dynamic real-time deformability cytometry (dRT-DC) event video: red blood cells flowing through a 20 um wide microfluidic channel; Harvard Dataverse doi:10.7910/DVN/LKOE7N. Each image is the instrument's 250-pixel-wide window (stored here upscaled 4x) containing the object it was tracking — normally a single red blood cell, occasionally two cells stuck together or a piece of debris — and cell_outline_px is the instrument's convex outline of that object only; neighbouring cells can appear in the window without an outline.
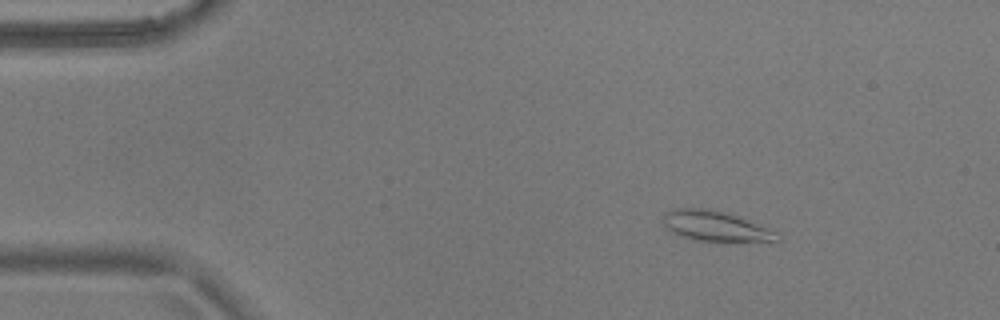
{"species": "common noctule bat (a hibernating species)", "species_latin": "Nyctalus noctula", "temperature_condition": "warm", "stored_images_in_passage": 50, "camera_frame_rate_fps": 3000, "um_per_image_px": 0.085, "animal": {"sex": "male", "body_mass_g": 17.9}, "frame": {"image": 1, "passage_image": 3, "time_ms": 0.667, "image_size_px": [1000, 320], "cell_outline_px": [[780, 240], [700, 240], [684, 236], [672, 232], [664, 224], [664, 212], [676, 208], [708, 208], [736, 216], [776, 232]], "centroid_in_image_um": [60.72, 19.18], "position_along_channel_um": 24.3, "area_um2": 18.96}}
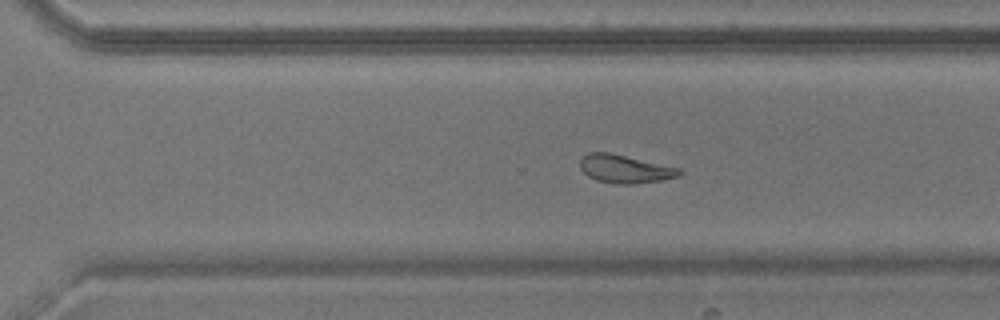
{"frame": {"image": 2, "passage_image": 33, "time_ms": 10.667, "image_size_px": [1000, 320], "cell_outline_px": [[684, 172], [680, 176], [660, 180], [632, 184], [620, 184], [596, 180], [588, 176], [580, 168], [580, 160], [588, 152], [612, 152], [680, 168]], "centroid_in_image_um": [53.14, 14.34], "position_along_channel_um": 317.5, "area_um2": 16.42}}
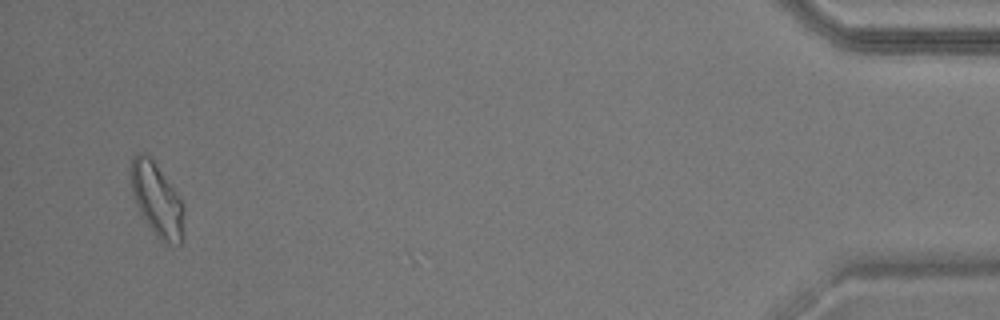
{"frame": {"image": 3, "passage_image": 48, "time_ms": 15.667, "image_size_px": [1000, 320], "cell_outline_px": [[184, 212], [180, 244], [160, 240], [156, 236], [140, 212], [132, 192], [132, 156], [140, 152], [144, 152], [152, 160], [176, 192], [184, 204]], "centroid_in_image_um": [13.34, 16.96], "position_along_channel_um": 421.9, "area_um2": 21.73}, "authors_computed_cell_mechanics": {"area_um2": 17.8313, "velocity_mm_per_s": 3.6558, "shape_relaxation_time_tau1_ms": 11.1018, "shape_relaxation_time_tau2_ms": 2.9876, "deformation_change_tau1": 0.2163, "deformation_change_tau2": 0.0819}}